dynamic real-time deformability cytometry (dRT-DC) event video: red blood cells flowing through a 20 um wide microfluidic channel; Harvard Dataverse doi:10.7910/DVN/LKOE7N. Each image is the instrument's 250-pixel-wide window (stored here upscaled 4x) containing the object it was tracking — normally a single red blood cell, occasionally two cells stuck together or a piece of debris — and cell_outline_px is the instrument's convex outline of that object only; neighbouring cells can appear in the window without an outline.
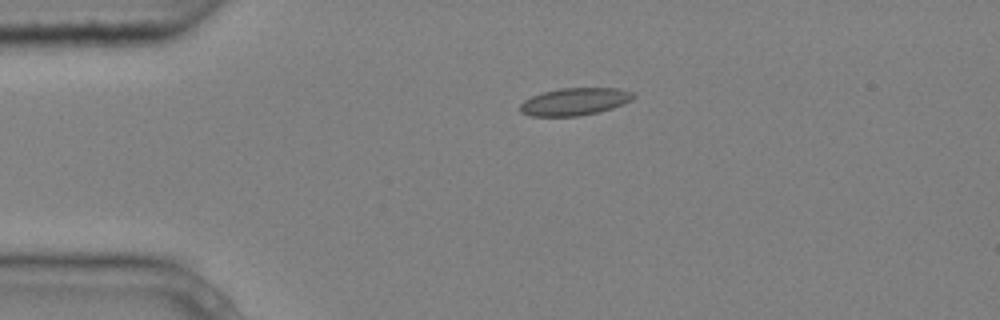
{"species": "common noctule bat (a hibernating species)", "species_latin": "Nyctalus noctula", "temperature_condition": "cold", "stored_images_in_passage": 3, "camera_frame_rate_fps": 3000, "um_per_image_px": 0.085, "animal": {"sex": "male", "body_mass_g": 20.4}, "frame": {"image": 1, "passage_image": 2, "time_ms": 0.333, "image_size_px": [1000, 320], "cell_outline_px": [[636, 96], [632, 100], [612, 108], [596, 112], [576, 116], [528, 116], [520, 112], [520, 104], [524, 100], [540, 92], [560, 88], [616, 88], [632, 92]], "centroid_in_image_um": [48.81, 8.63], "position_along_channel_um": 36.2, "area_um2": 18.09}}